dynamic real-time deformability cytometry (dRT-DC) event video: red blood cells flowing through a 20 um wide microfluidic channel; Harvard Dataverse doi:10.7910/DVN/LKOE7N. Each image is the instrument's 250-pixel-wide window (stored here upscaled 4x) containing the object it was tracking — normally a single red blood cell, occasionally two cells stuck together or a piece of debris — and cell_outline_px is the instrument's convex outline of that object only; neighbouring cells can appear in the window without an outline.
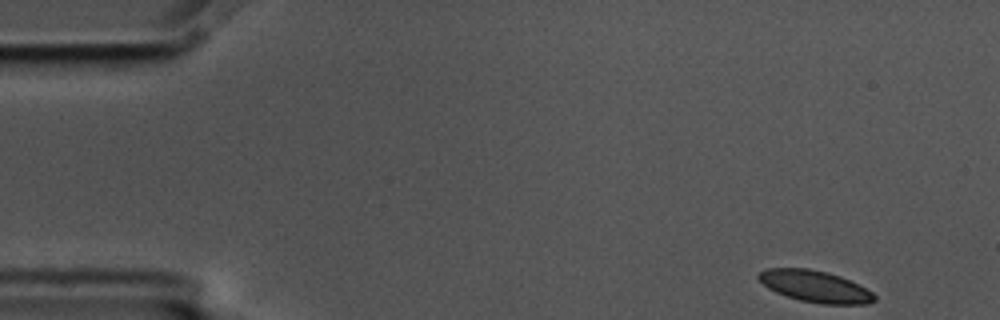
{"species": "common noctule bat (a hibernating species)", "species_latin": "Nyctalus noctula", "temperature_condition": "cold", "stored_images_in_passage": 53, "camera_frame_rate_fps": 3000, "um_per_image_px": 0.085, "animal": {"sex": "male", "body_mass_g": 17.5, "forearm_length_mm": 52.3}, "frame": {"image": 1, "passage_image": 1, "time_ms": 0.0, "image_size_px": [1000, 320], "cell_outline_px": [[876, 300], [868, 304], [820, 304], [800, 300], [776, 292], [768, 288], [756, 276], [760, 272], [768, 268], [808, 268], [828, 272], [840, 276], [872, 292], [876, 296]], "centroid_in_image_um": [69.28, 24.34], "position_along_channel_um": 15.7, "area_um2": 21.15}}
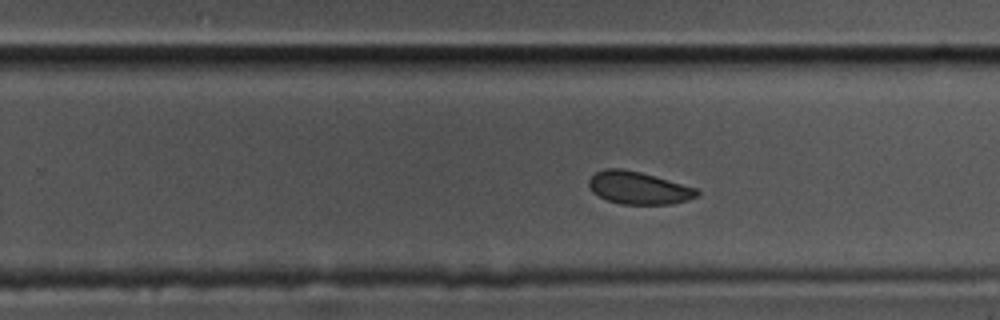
{"frame": {"image": 2, "passage_image": 32, "time_ms": 10.333, "image_size_px": [1000, 320], "cell_outline_px": [[700, 192], [696, 196], [688, 200], [672, 204], [620, 204], [608, 200], [592, 192], [588, 184], [588, 180], [596, 172], [604, 168], [620, 168], [640, 172], [696, 188]], "centroid_in_image_um": [54.25, 15.97], "position_along_channel_um": 275.6, "area_um2": 20.35}}
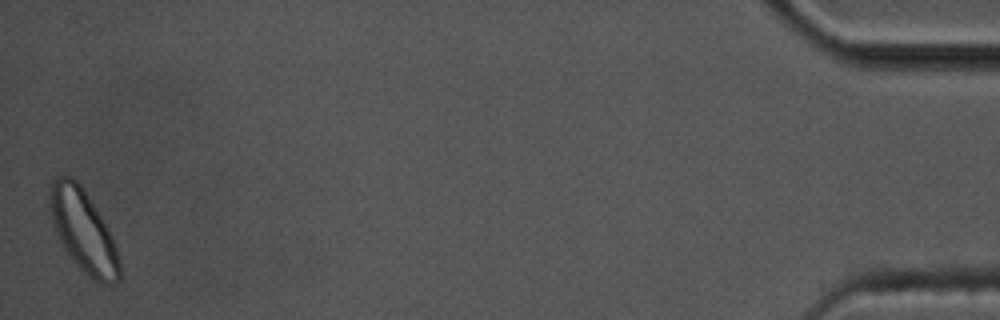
{"frame": {"image": 3, "passage_image": 53, "time_ms": 17.333, "image_size_px": [1000, 320], "cell_outline_px": [[120, 280], [116, 284], [100, 284], [88, 276], [76, 264], [64, 248], [52, 224], [48, 212], [48, 192], [52, 176], [72, 176], [80, 184], [108, 228], [112, 236], [120, 260]], "centroid_in_image_um": [7.04, 19.61], "position_along_channel_um": 428.2, "area_um2": 33.76}, "authors_computed_cell_mechanics": {"area_um2": 21.5594, "velocity_mm_per_s": 3.5149, "shape_relaxation_time_tau1_ms": 2.5244, "shape_relaxation_time_tau2_ms": 2.4645, "deformation_change_tau1": 0.0692, "deformation_change_tau2": 0.0503}}